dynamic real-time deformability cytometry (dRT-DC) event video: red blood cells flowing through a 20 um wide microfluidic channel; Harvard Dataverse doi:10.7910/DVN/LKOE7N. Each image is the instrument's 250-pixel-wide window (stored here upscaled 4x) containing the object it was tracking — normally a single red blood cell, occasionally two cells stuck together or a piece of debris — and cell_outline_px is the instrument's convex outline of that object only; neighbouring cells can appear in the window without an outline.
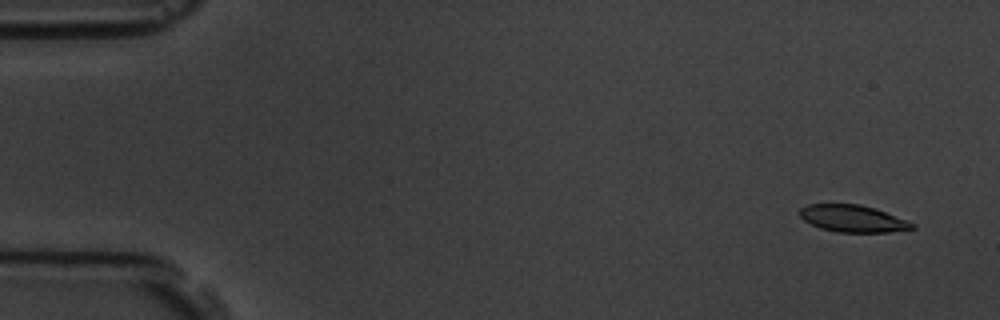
{"species": "common noctule bat (a hibernating species)", "species_latin": "Nyctalus noctula", "temperature_condition": "room temperature", "stored_images_in_passage": 5, "camera_frame_rate_fps": 3000, "um_per_image_px": 0.085, "animal": {"sex": "male", "body_mass_g": 19.5, "forearm_length_mm": 54.6}, "frame": {"image": 1, "passage_image": 1, "time_ms": 0.0, "image_size_px": [1000, 320], "cell_outline_px": [[916, 228], [888, 232], [836, 232], [820, 228], [804, 220], [800, 216], [800, 208], [808, 204], [860, 204], [876, 208], [916, 224]], "centroid_in_image_um": [72.5, 18.57], "position_along_channel_um": 12.5, "area_um2": 17.69}}